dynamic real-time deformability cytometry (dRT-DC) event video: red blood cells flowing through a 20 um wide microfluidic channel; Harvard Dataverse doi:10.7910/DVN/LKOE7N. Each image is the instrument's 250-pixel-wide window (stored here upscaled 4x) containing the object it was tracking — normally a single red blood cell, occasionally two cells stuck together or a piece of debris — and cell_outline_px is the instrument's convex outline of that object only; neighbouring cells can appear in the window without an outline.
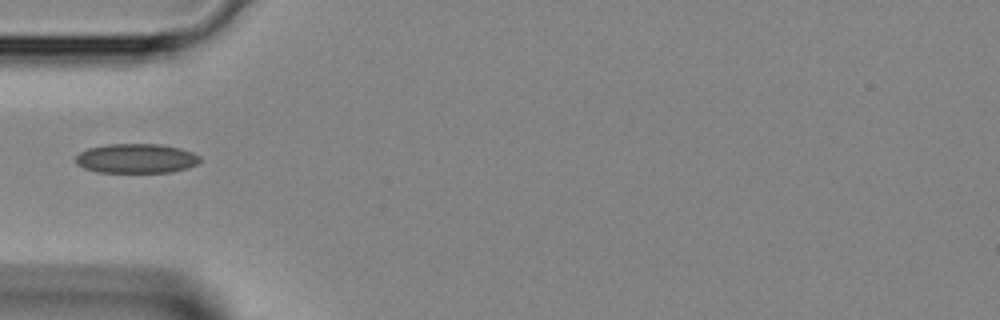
{"species": "Egyptian fruit bat (a non-hibernating species)", "species_latin": "Rousettus aegyptiacus", "temperature_condition": "room temperature", "stored_images_in_passage": 30, "camera_frame_rate_fps": 3000, "um_per_image_px": 0.085, "animal": {"sex": "female"}, "frame": {"image": 1, "passage_image": 1, "time_ms": 0.0, "image_size_px": [1000, 320], "cell_outline_px": [[200, 160], [196, 164], [188, 168], [172, 172], [96, 172], [84, 168], [76, 164], [76, 156], [80, 152], [88, 148], [108, 144], [160, 144], [180, 148], [192, 152], [200, 156]], "centroid_in_image_um": [11.58, 13.47], "position_along_channel_um": 73.4, "area_um2": 21.39}}
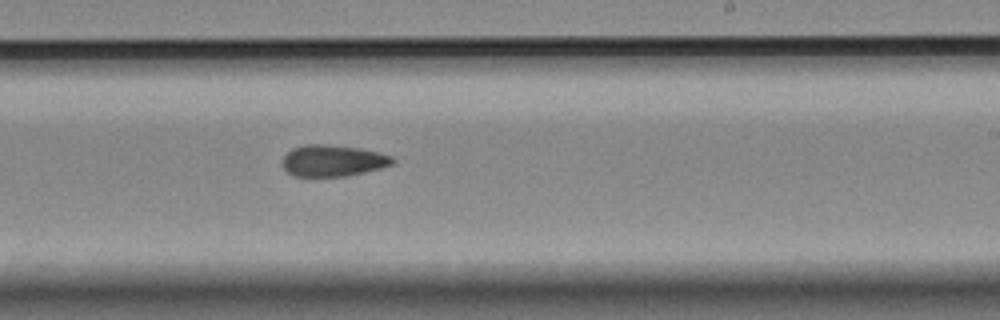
{"frame": {"image": 2, "passage_image": 13, "time_ms": 4.0, "image_size_px": [1000, 320], "cell_outline_px": [[396, 160], [392, 164], [380, 168], [364, 172], [344, 176], [296, 176], [288, 172], [280, 164], [284, 156], [292, 148], [304, 144], [328, 144], [360, 148], [392, 156]], "centroid_in_image_um": [28.27, 13.64], "position_along_channel_um": 260.7, "area_um2": 20.17}}
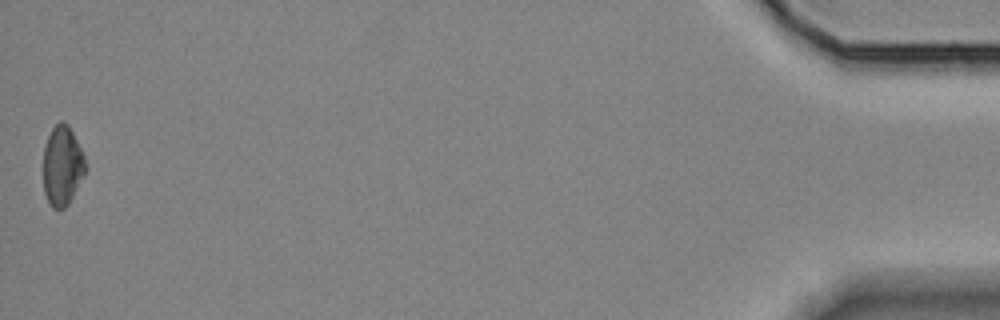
{"frame": {"image": 3, "passage_image": 30, "time_ms": 9.667, "image_size_px": [1000, 320], "cell_outline_px": [[88, 168], [84, 176], [68, 204], [64, 208], [52, 208], [44, 192], [44, 144], [52, 128], [60, 120], [64, 120], [68, 124], [84, 156]], "centroid_in_image_um": [5.31, 14.07], "position_along_channel_um": 429.9, "area_um2": 19.59}}